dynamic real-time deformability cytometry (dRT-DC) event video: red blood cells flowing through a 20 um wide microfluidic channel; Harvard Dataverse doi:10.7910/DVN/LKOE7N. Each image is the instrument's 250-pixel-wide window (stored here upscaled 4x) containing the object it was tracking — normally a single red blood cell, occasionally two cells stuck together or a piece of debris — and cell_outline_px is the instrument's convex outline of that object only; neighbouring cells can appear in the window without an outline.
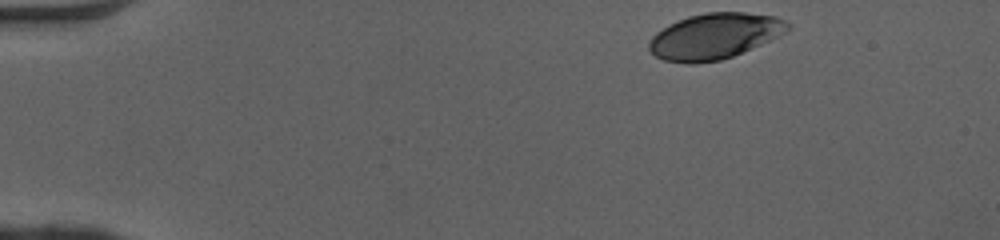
{"species": "human", "species_latin": "Homo sapiens", "temperature_condition": "cold", "stored_images_in_passage": 38, "camera_frame_rate_fps": 3000, "um_per_image_px": 0.085, "donor": {"sex": "female"}, "frame": {"image": 1, "passage_image": 1, "time_ms": 0.0, "image_size_px": [1000, 240], "cell_outline_px": [[792, 28], [780, 36], [732, 56], [720, 60], [696, 64], [688, 64], [664, 60], [656, 56], [648, 48], [648, 40], [656, 32], [668, 24], [688, 16], [704, 12], [744, 12], [776, 16], [792, 24]], "centroid_in_image_um": [60.74, 3.07], "position_along_channel_um": 24.3, "area_um2": 37.28}}
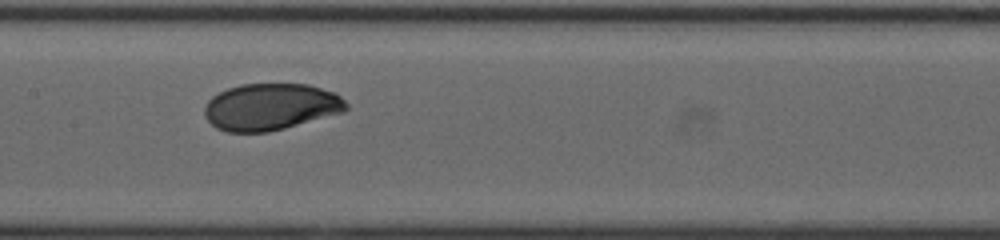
{"frame": {"image": 2, "passage_image": 20, "time_ms": 6.333, "image_size_px": [1000, 240], "cell_outline_px": [[348, 108], [344, 112], [284, 128], [268, 132], [228, 132], [216, 128], [204, 116], [204, 108], [208, 100], [212, 96], [228, 88], [240, 84], [308, 84], [336, 92], [348, 104]], "centroid_in_image_um": [23.01, 9.07], "position_along_channel_um": 184.4, "area_um2": 38.73}}
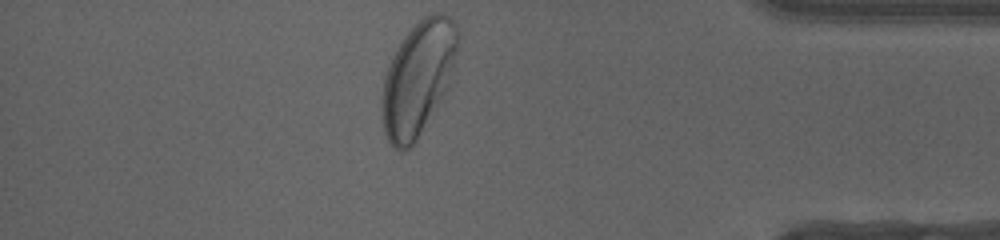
{"frame": {"image": 3, "passage_image": 38, "time_ms": 12.333, "image_size_px": [1000, 240], "cell_outline_px": [[460, 40], [444, 92], [416, 140], [404, 152], [400, 152], [388, 140], [384, 132], [380, 104], [380, 96], [384, 76], [392, 56], [396, 48], [404, 36], [428, 12], [440, 12], [448, 16], [452, 20], [460, 36]], "centroid_in_image_um": [35.48, 6.63], "position_along_channel_um": 399.7, "area_um2": 49.77}, "authors_computed_cell_mechanics": {"area_um2": 39.304, "velocity_mm_per_s": 4.0543, "shape_relaxation_time_tau1_ms": 2.2094, "shape_relaxation_time_tau2_ms": null, "deformation_change_tau1": 0.1257, "deformation_change_tau2": null}}